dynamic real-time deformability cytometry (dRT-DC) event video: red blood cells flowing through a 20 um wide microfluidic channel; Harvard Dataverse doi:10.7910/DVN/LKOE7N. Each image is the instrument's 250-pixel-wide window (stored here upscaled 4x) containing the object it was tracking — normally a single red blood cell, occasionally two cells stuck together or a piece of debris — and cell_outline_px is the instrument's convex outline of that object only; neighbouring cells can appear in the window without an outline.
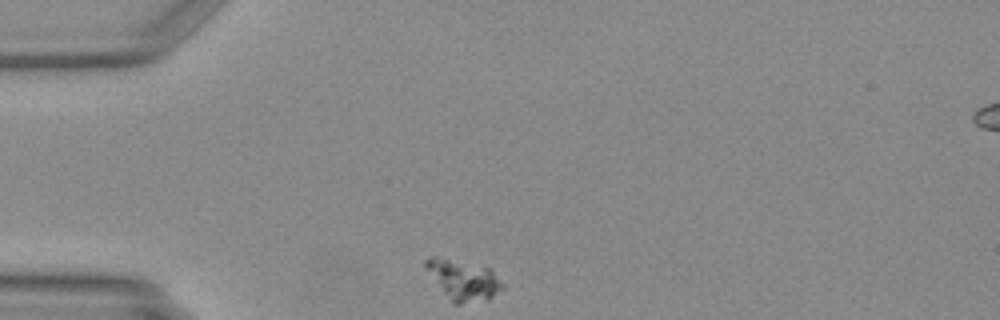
{"species": "Egyptian fruit bat (a non-hibernating species)", "species_latin": "Rousettus aegyptiacus", "temperature_condition": "warm", "stored_images_in_passage": 30, "camera_frame_rate_fps": 3000, "um_per_image_px": 0.085, "animal": {"sex": "female"}, "frame": {"image": 1, "passage_image": 1, "time_ms": 0.0, "image_size_px": [1000, 320], "cell_outline_px": [[504, 288], [488, 300], [460, 304], [452, 304], [424, 268], [424, 260], [432, 256], [436, 256], [488, 268], [504, 284]], "centroid_in_image_um": [39.34, 23.82], "position_along_channel_um": 45.7, "area_um2": 17.86}}